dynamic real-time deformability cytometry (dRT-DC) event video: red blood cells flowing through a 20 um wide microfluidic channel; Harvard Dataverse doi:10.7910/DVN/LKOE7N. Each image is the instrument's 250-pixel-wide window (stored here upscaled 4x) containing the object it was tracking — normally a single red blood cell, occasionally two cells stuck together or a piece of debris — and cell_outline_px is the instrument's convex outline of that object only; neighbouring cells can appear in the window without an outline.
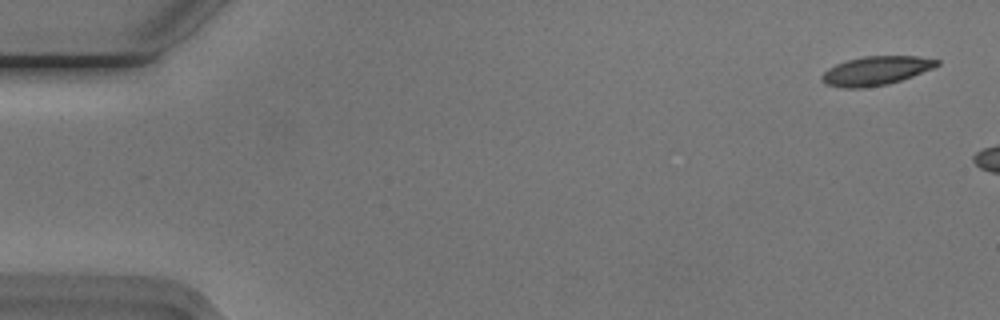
{"species": "Egyptian fruit bat (a non-hibernating species)", "species_latin": "Rousettus aegyptiacus", "temperature_condition": "cold", "stored_images_in_passage": 7, "camera_frame_rate_fps": 3000, "um_per_image_px": 0.085, "animal": {"sex": "male"}, "frame": {"image": 1, "passage_image": 2, "time_ms": 0.333, "image_size_px": [1000, 320], "cell_outline_px": [[940, 64], [932, 68], [912, 76], [888, 84], [864, 88], [844, 88], [824, 84], [820, 80], [820, 76], [828, 68], [836, 64], [848, 60], [864, 56], [920, 56], [940, 60]], "centroid_in_image_um": [74.42, 6.01], "position_along_channel_um": 10.6, "area_um2": 19.42}}